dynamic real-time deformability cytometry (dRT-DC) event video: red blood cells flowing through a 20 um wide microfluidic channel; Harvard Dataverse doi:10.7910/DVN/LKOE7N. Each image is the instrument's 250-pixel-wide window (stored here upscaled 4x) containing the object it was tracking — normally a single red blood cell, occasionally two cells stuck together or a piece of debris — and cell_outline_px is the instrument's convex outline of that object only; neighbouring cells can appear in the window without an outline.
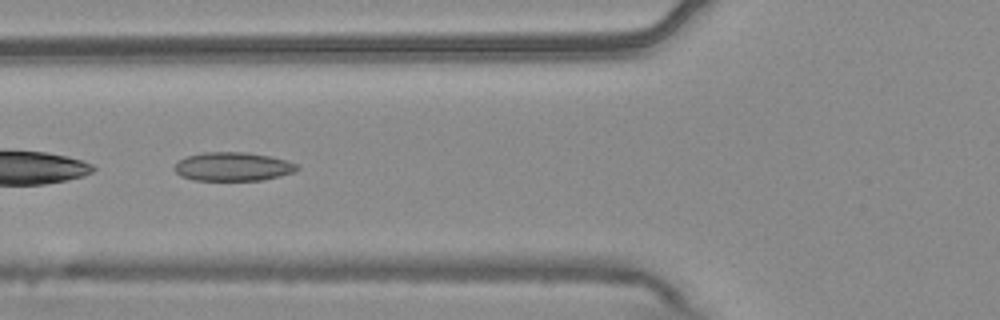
{"species": "common noctule bat (a hibernating species)", "species_latin": "Nyctalus noctula", "temperature_condition": "warm", "stored_images_in_passage": 51, "camera_frame_rate_fps": 3000, "um_per_image_px": 0.085, "animal": {"sex": "male", "body_mass_g": 20.4}, "frame": {"image": 1, "passage_image": 19, "time_ms": 6.0, "image_size_px": [1000, 320], "cell_outline_px": [[300, 168], [296, 172], [280, 176], [260, 180], [196, 180], [180, 176], [176, 172], [176, 164], [180, 160], [188, 156], [204, 152], [248, 152], [288, 160], [296, 164]], "centroid_in_image_um": [19.85, 14.16], "position_along_channel_um": 106.0, "area_um2": 20.4}}
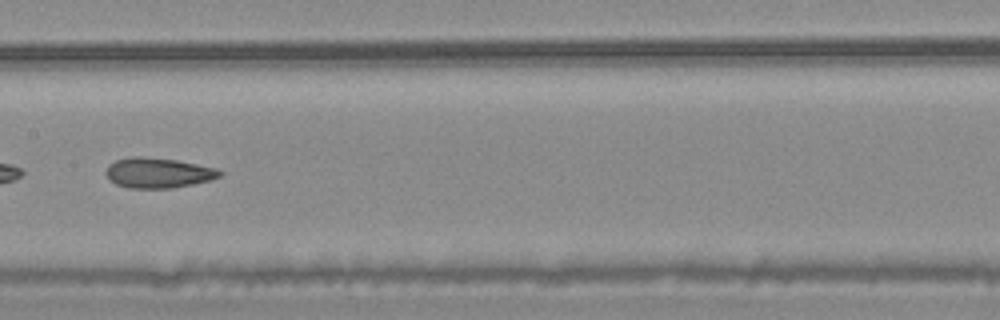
{"frame": {"image": 2, "passage_image": 26, "time_ms": 8.333, "image_size_px": [1000, 320], "cell_outline_px": [[224, 172], [220, 176], [212, 180], [172, 188], [128, 188], [116, 184], [108, 180], [104, 172], [108, 164], [116, 160], [132, 156], [140, 156], [176, 160], [216, 168]], "centroid_in_image_um": [13.41, 14.69], "position_along_channel_um": 194.0, "area_um2": 20.17}}
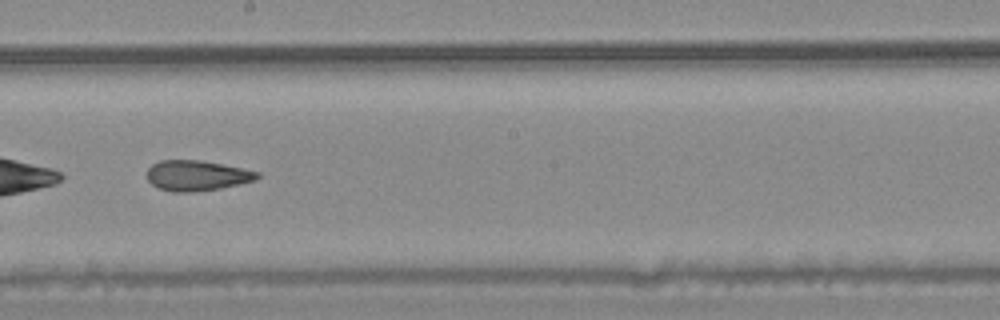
{"frame": {"image": 3, "passage_image": 29, "time_ms": 9.333, "image_size_px": [1000, 320], "cell_outline_px": [[260, 176], [256, 180], [240, 184], [220, 188], [192, 192], [172, 192], [160, 188], [152, 184], [148, 180], [148, 168], [152, 164], [160, 160], [200, 160], [260, 172]], "centroid_in_image_um": [16.73, 14.92], "position_along_channel_um": 231.5, "area_um2": 19.36}, "authors_computed_cell_mechanics": {"area_um2": 21.097, "velocity_mm_per_s": 3.7583, "shape_relaxation_time_tau1_ms": null, "shape_relaxation_time_tau2_ms": 2.8479, "deformation_change_tau1": null, "deformation_change_tau2": 0.1087}}